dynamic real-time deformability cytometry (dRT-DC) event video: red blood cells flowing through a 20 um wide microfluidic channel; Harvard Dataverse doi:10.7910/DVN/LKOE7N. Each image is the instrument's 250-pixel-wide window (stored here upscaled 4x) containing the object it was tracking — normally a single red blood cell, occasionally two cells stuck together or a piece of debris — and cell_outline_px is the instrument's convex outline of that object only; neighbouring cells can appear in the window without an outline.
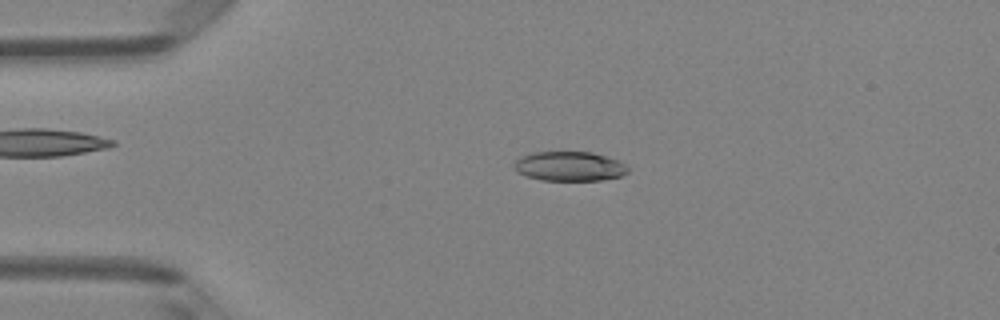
{"species": "Egyptian fruit bat (a non-hibernating species)", "species_latin": "Rousettus aegyptiacus", "temperature_condition": "room temperature", "stored_images_in_passage": 45, "camera_frame_rate_fps": 3000, "um_per_image_px": 0.085, "animal": {"sex": "female"}, "frame": {"image": 1, "passage_image": 7, "time_ms": 2.0, "image_size_px": [1000, 320], "cell_outline_px": [[628, 172], [620, 176], [600, 180], [540, 180], [524, 176], [516, 172], [512, 168], [512, 164], [520, 156], [532, 152], [592, 152], [620, 160], [628, 164]], "centroid_in_image_um": [48.37, 14.13], "position_along_channel_um": 36.6, "area_um2": 19.94}}
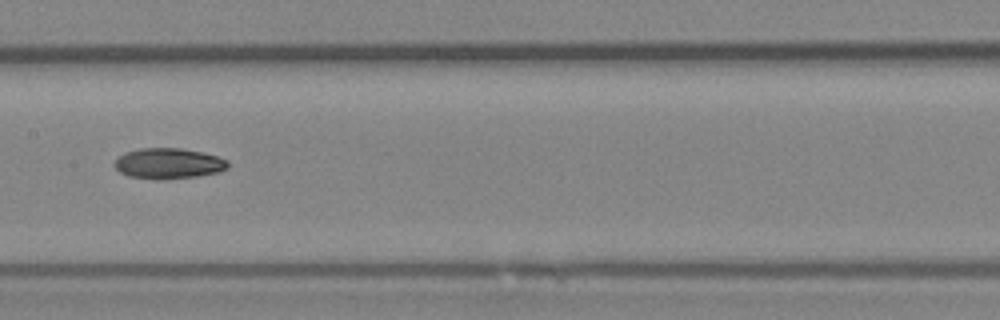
{"frame": {"image": 2, "passage_image": 21, "time_ms": 6.667, "image_size_px": [1000, 320], "cell_outline_px": [[228, 168], [220, 172], [196, 176], [160, 180], [156, 180], [128, 176], [120, 172], [112, 164], [124, 152], [140, 148], [180, 148], [200, 152], [216, 156], [228, 160]], "centroid_in_image_um": [14.3, 13.9], "position_along_channel_um": 193.1, "area_um2": 20.29}}
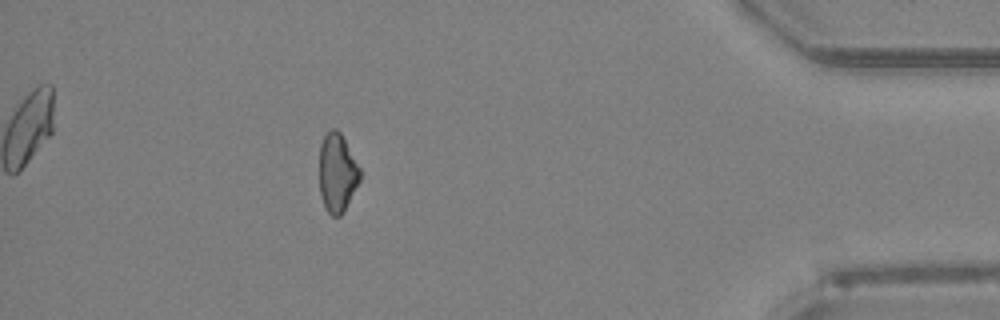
{"frame": {"image": 3, "passage_image": 40, "time_ms": 13.0, "image_size_px": [1000, 320], "cell_outline_px": [[360, 180], [344, 212], [340, 216], [332, 216], [324, 208], [320, 196], [320, 144], [324, 136], [332, 128], [336, 128], [340, 132], [360, 168]], "centroid_in_image_um": [28.66, 14.72], "position_along_channel_um": 406.5, "area_um2": 18.61}, "authors_computed_cell_mechanics": {"area_um2": 19.941, "velocity_mm_per_s": 4.1364, "shape_relaxation_time_tau1_ms": 5.3264, "shape_relaxation_time_tau2_ms": null, "deformation_change_tau1": 0.1365, "deformation_change_tau2": null}}